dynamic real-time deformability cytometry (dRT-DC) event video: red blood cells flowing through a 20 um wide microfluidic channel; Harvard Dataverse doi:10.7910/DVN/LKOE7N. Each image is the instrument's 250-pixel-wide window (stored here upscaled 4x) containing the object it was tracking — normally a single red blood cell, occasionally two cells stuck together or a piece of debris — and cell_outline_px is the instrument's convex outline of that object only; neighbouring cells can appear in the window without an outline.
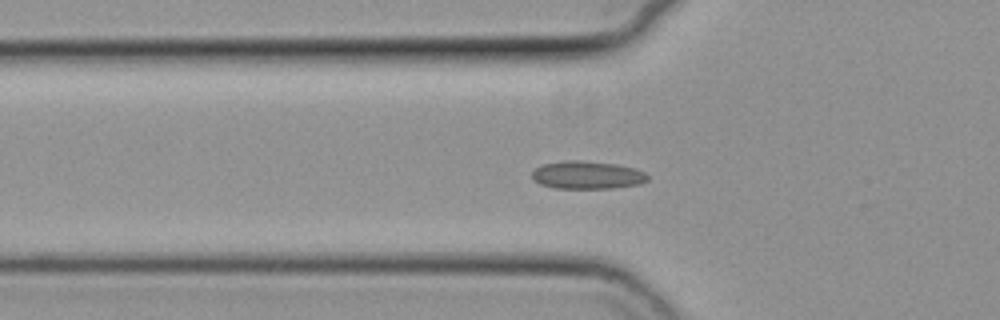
{"species": "common noctule bat (a hibernating species)", "species_latin": "Nyctalus noctula", "temperature_condition": "cold", "stored_images_in_passage": 56, "camera_frame_rate_fps": 3000, "um_per_image_px": 0.085, "animal": {"sex": "female", "body_mass_g": 19.3, "forearm_length_mm": 54.1}, "frame": {"image": 1, "passage_image": 18, "time_ms": 5.667, "image_size_px": [1000, 320], "cell_outline_px": [[648, 180], [640, 184], [612, 188], [552, 188], [540, 184], [532, 180], [532, 172], [536, 168], [544, 164], [564, 160], [580, 160], [616, 164], [636, 168], [644, 172], [648, 176]], "centroid_in_image_um": [49.9, 14.88], "position_along_channel_um": 75.9, "area_um2": 18.9}}
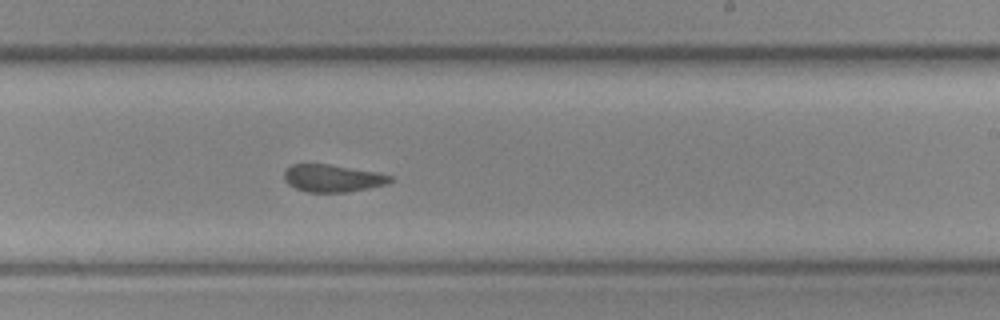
{"frame": {"image": 2, "passage_image": 33, "time_ms": 10.667, "image_size_px": [1000, 320], "cell_outline_px": [[392, 180], [388, 184], [348, 192], [308, 192], [296, 188], [288, 184], [284, 180], [284, 172], [292, 164], [328, 164], [376, 172], [392, 176]], "centroid_in_image_um": [28.26, 15.15], "position_along_channel_um": 260.7, "area_um2": 16.82}}
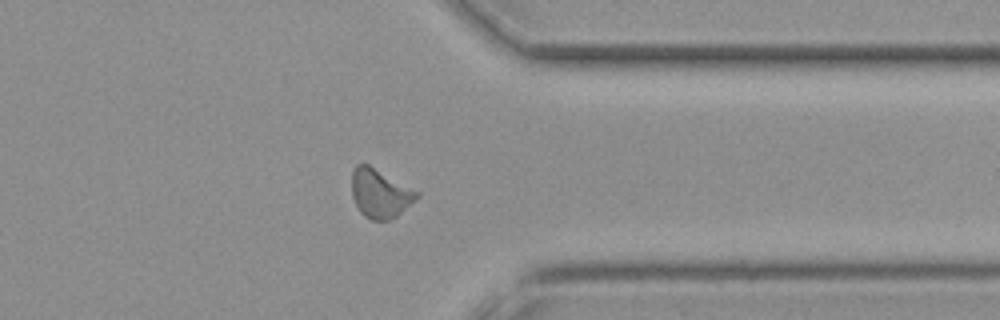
{"frame": {"image": 3, "passage_image": 43, "time_ms": 14.0, "image_size_px": [1000, 320], "cell_outline_px": [[420, 196], [396, 216], [388, 220], [372, 220], [364, 216], [360, 212], [352, 196], [352, 172], [356, 164], [368, 164], [420, 192]], "centroid_in_image_um": [32.3, 16.43], "position_along_channel_um": 379.1, "area_um2": 18.38}, "authors_computed_cell_mechanics": {"area_um2": 18.0336, "velocity_mm_per_s": 3.6994, "shape_relaxation_time_tau1_ms": null, "shape_relaxation_time_tau2_ms": 2.2917, "deformation_change_tau1": null, "deformation_change_tau2": 0.0768}}